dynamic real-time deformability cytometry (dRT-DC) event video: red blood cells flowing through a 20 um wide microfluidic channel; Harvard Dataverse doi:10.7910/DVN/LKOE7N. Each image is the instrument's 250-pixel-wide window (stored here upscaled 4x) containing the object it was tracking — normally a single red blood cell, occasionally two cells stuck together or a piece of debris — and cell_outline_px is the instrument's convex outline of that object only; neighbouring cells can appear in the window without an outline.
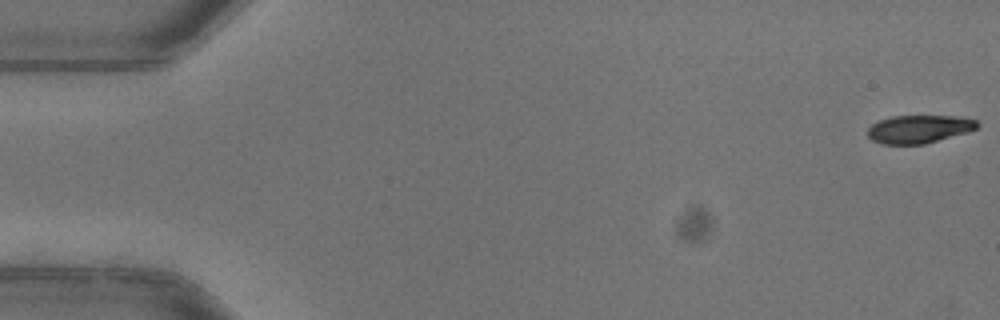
{"species": "common noctule bat (a hibernating species)", "species_latin": "Nyctalus noctula", "temperature_condition": "warm", "stored_images_in_passage": 20, "camera_frame_rate_fps": 3000, "um_per_image_px": 0.085, "animal": {"sex": "female"}, "frame": {"image": 1, "passage_image": 1, "time_ms": 0.0, "image_size_px": [1000, 320], "cell_outline_px": [[980, 124], [976, 128], [968, 132], [924, 144], [884, 144], [872, 140], [868, 136], [868, 128], [872, 124], [880, 120], [892, 116], [952, 116], [976, 120]], "centroid_in_image_um": [78.11, 10.97], "position_along_channel_um": 6.9, "area_um2": 17.74}}
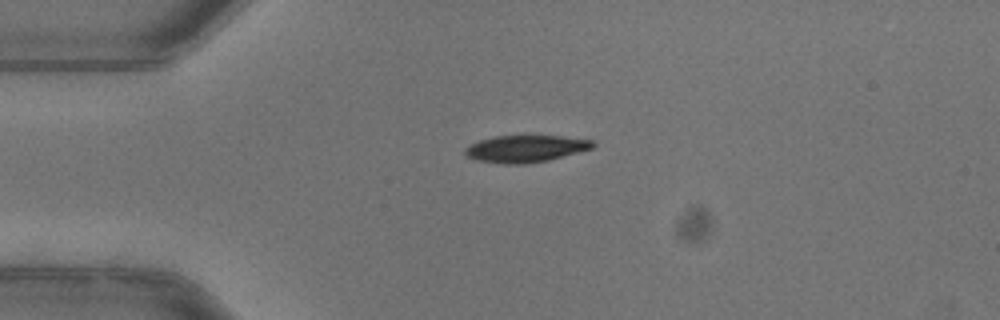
{"frame": {"image": 2, "passage_image": 13, "time_ms": 4.0, "image_size_px": [1000, 320], "cell_outline_px": [[596, 144], [592, 148], [548, 160], [524, 164], [504, 164], [476, 160], [468, 156], [464, 152], [464, 148], [468, 144], [480, 140], [496, 136], [524, 132], [560, 136], [592, 140]], "centroid_in_image_um": [44.64, 12.59], "position_along_channel_um": 40.4, "area_um2": 20.87}}